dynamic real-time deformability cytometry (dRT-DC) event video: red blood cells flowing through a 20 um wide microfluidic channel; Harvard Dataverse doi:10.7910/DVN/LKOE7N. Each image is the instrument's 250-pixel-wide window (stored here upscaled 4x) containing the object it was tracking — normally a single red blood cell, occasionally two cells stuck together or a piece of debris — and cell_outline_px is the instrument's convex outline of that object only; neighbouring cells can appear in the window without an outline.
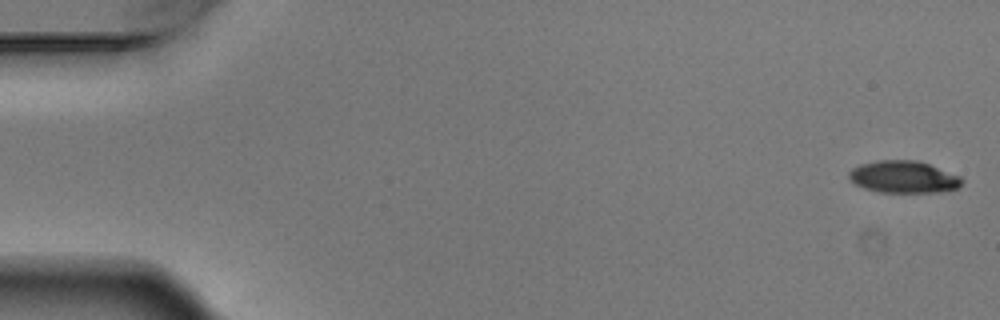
{"species": "Egyptian fruit bat (a non-hibernating species)", "species_latin": "Rousettus aegyptiacus", "temperature_condition": "warm", "stored_images_in_passage": 5, "segment_of_instrument_passage": [1, 2], "camera_frame_rate_fps": 3000, "um_per_image_px": 0.085, "animal": {"sex": "male"}, "frame": {"image": 1, "passage_image": 1, "time_ms": 0.0, "image_size_px": [1000, 320], "cell_outline_px": [[964, 180], [956, 188], [936, 192], [880, 192], [856, 184], [848, 176], [848, 172], [852, 168], [860, 164], [880, 160], [916, 160], [928, 164], [960, 176]], "centroid_in_image_um": [76.79, 15.03], "position_along_channel_um": 8.2, "area_um2": 20.75}}